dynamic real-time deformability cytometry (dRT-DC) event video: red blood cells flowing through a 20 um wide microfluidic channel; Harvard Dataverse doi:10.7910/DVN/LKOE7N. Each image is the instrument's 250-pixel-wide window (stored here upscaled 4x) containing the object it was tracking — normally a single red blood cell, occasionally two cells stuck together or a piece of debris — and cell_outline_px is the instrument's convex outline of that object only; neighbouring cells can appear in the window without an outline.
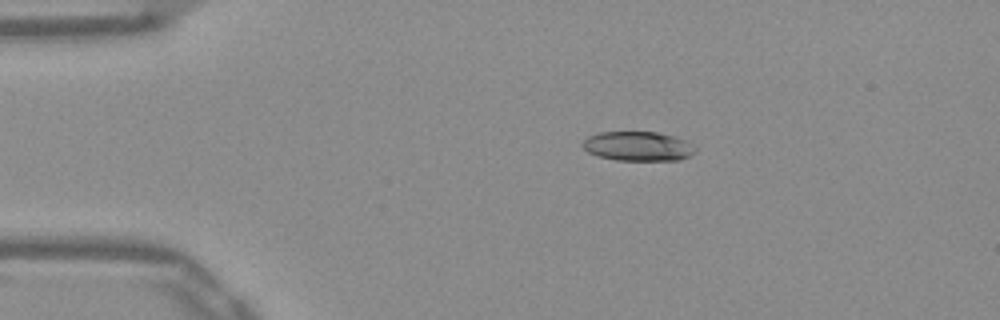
{"species": "Egyptian fruit bat (a non-hibernating species)", "species_latin": "Rousettus aegyptiacus", "temperature_condition": "warm", "stored_images_in_passage": 43, "camera_frame_rate_fps": 3000, "um_per_image_px": 0.085, "frame": {"image": 1, "passage_image": 1, "time_ms": 0.0, "image_size_px": [1000, 320], "cell_outline_px": [[696, 152], [680, 160], [616, 160], [596, 156], [588, 152], [580, 144], [588, 136], [600, 132], [656, 132], [672, 136], [684, 140], [696, 148]], "centroid_in_image_um": [54.19, 12.43], "position_along_channel_um": 30.8, "area_um2": 19.25}}
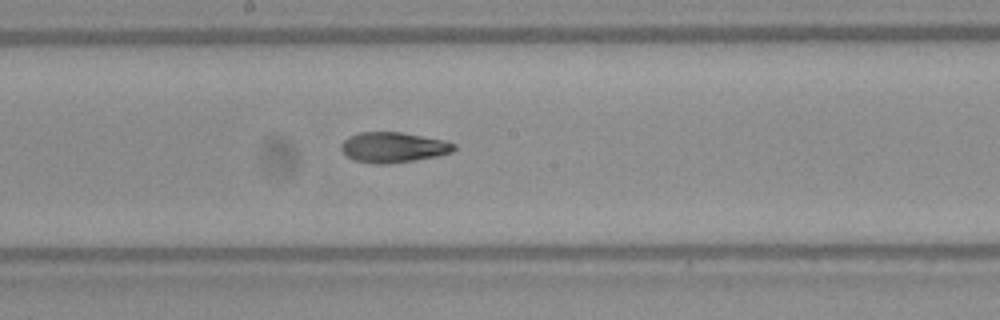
{"frame": {"image": 2, "passage_image": 19, "time_ms": 6.0, "image_size_px": [1000, 320], "cell_outline_px": [[456, 148], [452, 152], [436, 156], [388, 164], [372, 164], [356, 160], [348, 156], [340, 148], [340, 144], [348, 136], [360, 132], [400, 132], [444, 140], [456, 144]], "centroid_in_image_um": [33.42, 12.52], "position_along_channel_um": 214.8, "area_um2": 19.83}}
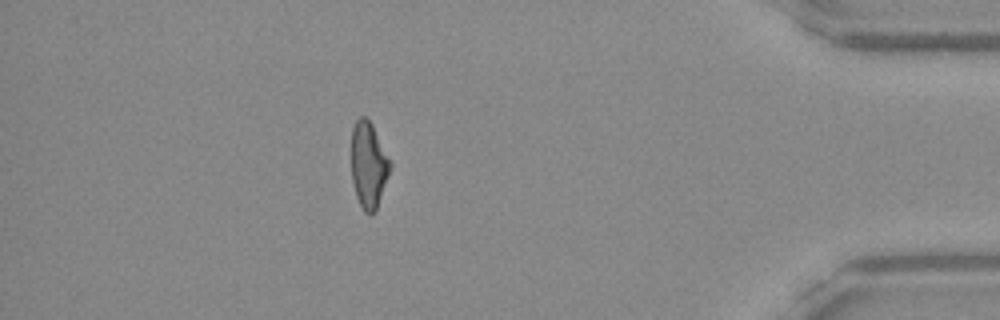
{"frame": {"image": 3, "passage_image": 37, "time_ms": 12.0, "image_size_px": [1000, 320], "cell_outline_px": [[392, 164], [376, 212], [364, 212], [356, 196], [352, 180], [352, 128], [356, 120], [360, 116], [364, 116], [372, 124]], "centroid_in_image_um": [31.33, 14.02], "position_along_channel_um": 403.9, "area_um2": 19.25}, "authors_computed_cell_mechanics": {"area_um2": 19.9988, "velocity_mm_per_s": 3.9051, "shape_relaxation_time_tau1_ms": null, "shape_relaxation_time_tau2_ms": 2.4078, "deformation_change_tau1": null, "deformation_change_tau2": 0.0982}}